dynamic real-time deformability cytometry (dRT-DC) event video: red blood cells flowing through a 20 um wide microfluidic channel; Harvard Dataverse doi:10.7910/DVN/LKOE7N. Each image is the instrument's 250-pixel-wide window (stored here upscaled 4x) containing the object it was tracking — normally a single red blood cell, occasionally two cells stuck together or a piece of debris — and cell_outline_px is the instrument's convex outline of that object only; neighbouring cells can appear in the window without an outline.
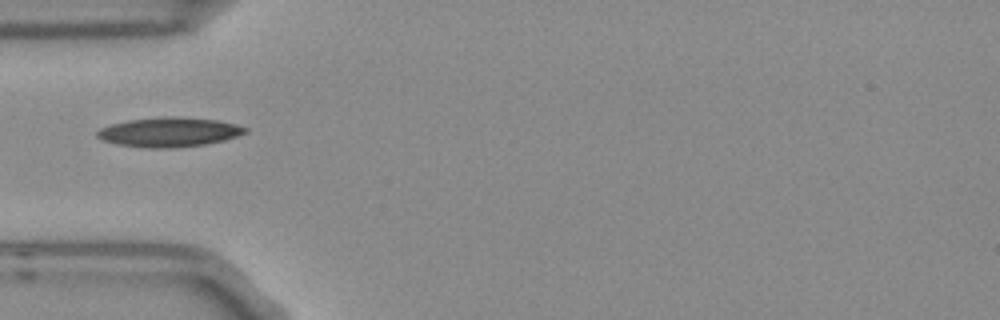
{"species": "Egyptian fruit bat (a non-hibernating species)", "species_latin": "Rousettus aegyptiacus", "temperature_condition": "room temperature", "stored_images_in_passage": 1, "camera_frame_rate_fps": 3000, "um_per_image_px": 0.085, "frame": {"image": 1, "passage_image": 1, "time_ms": 0.0, "image_size_px": [1000, 320], "cell_outline_px": [[248, 132], [224, 140], [204, 144], [160, 148], [148, 148], [120, 144], [104, 140], [96, 136], [96, 132], [100, 128], [112, 124], [128, 120], [160, 116], [184, 116], [220, 120], [236, 124], [248, 128]], "centroid_in_image_um": [14.41, 11.2], "position_along_channel_um": 70.6, "area_um2": 25.37}}